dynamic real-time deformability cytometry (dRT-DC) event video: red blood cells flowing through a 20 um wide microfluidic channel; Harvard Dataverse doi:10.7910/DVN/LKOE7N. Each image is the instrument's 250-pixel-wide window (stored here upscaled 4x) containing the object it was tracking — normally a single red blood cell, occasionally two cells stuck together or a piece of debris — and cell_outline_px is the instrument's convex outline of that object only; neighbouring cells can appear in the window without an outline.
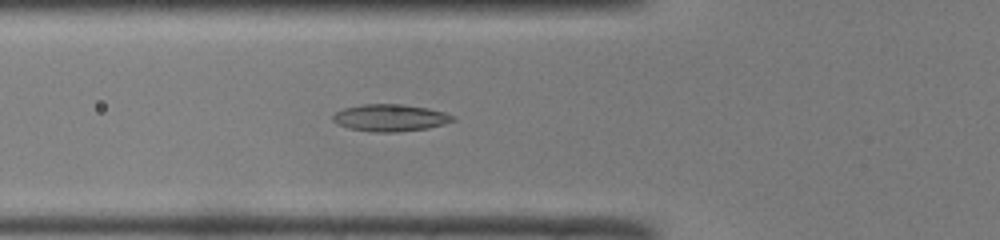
{"species": "common noctule bat (a hibernating species)", "species_latin": "Nyctalus noctula", "temperature_condition": "room temperature", "stored_images_in_passage": 32, "camera_frame_rate_fps": 3000, "um_per_image_px": 0.085, "animal": {"sex": "male", "body_mass_g": 19.0, "forearm_length_mm": 50.8}, "frame": {"image": 1, "passage_image": 3, "time_ms": 0.667, "image_size_px": [1000, 240], "cell_outline_px": [[456, 120], [444, 124], [428, 128], [396, 132], [376, 132], [348, 128], [336, 124], [332, 120], [332, 116], [336, 112], [344, 108], [364, 104], [404, 104], [428, 108], [444, 112], [456, 116]], "centroid_in_image_um": [33.18, 10.01], "position_along_channel_um": 92.6, "area_um2": 19.02}}
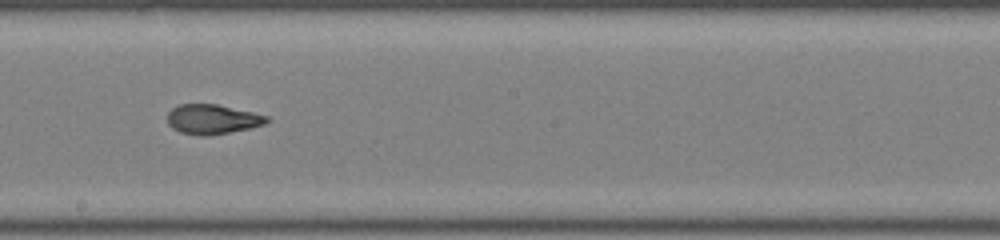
{"frame": {"image": 2, "passage_image": 13, "time_ms": 4.0, "image_size_px": [1000, 240], "cell_outline_px": [[272, 120], [264, 124], [252, 128], [208, 136], [200, 136], [180, 132], [172, 128], [168, 124], [168, 112], [172, 108], [180, 104], [216, 104], [252, 112], [268, 116]], "centroid_in_image_um": [18.07, 10.14], "position_along_channel_um": 230.1, "area_um2": 17.28}}
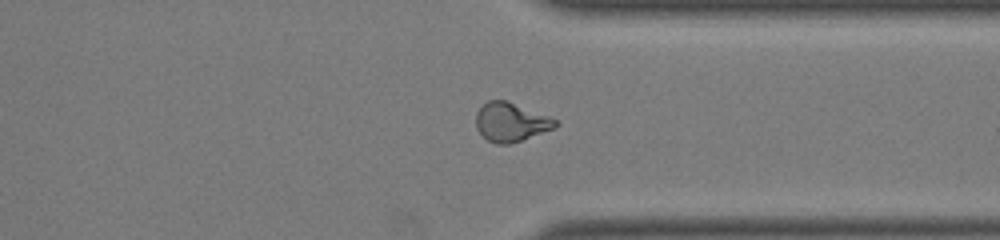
{"frame": {"image": 3, "passage_image": 23, "time_ms": 7.333, "image_size_px": [1000, 240], "cell_outline_px": [[560, 124], [556, 128], [508, 144], [496, 144], [488, 140], [476, 128], [476, 112], [488, 100], [504, 100], [548, 116], [556, 120]], "centroid_in_image_um": [43.42, 10.38], "position_along_channel_um": 368.0, "area_um2": 17.69}, "authors_computed_cell_mechanics": {"area_um2": 17.5423, "velocity_mm_per_s": 4.1331, "shape_relaxation_time_tau1_ms": null, "shape_relaxation_time_tau2_ms": 1.2757, "deformation_change_tau1": null, "deformation_change_tau2": 0.0825}}